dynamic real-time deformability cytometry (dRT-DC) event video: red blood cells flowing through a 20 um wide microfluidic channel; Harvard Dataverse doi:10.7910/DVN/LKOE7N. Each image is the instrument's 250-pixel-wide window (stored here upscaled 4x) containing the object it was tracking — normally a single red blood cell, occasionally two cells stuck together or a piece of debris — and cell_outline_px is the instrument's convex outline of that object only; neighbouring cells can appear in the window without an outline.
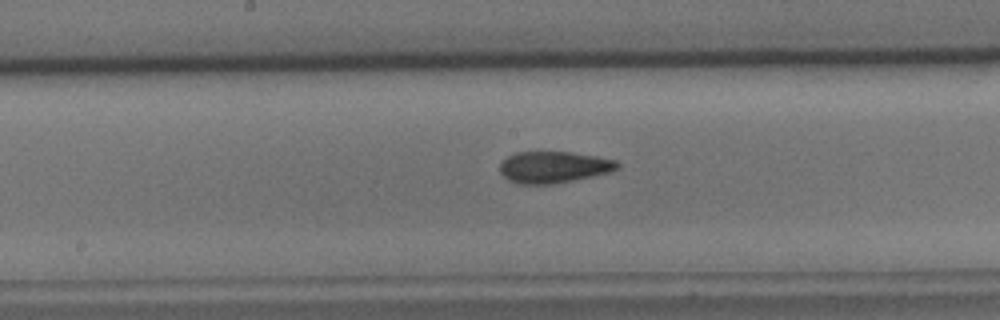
{"species": "common noctule bat (a hibernating species)", "species_latin": "Nyctalus noctula", "temperature_condition": "cold", "stored_images_in_passage": 39, "camera_frame_rate_fps": 3000, "um_per_image_px": 0.085, "animal": {"sex": "male", "body_mass_g": 15.6}, "frame": {"image": 1, "passage_image": 23, "time_ms": 7.333, "image_size_px": [1000, 320], "cell_outline_px": [[620, 168], [608, 172], [592, 176], [552, 184], [520, 184], [508, 180], [500, 172], [500, 164], [508, 156], [516, 152], [572, 152], [596, 156], [616, 160], [620, 164]], "centroid_in_image_um": [47.07, 14.2], "position_along_channel_um": 201.1, "area_um2": 21.5}}
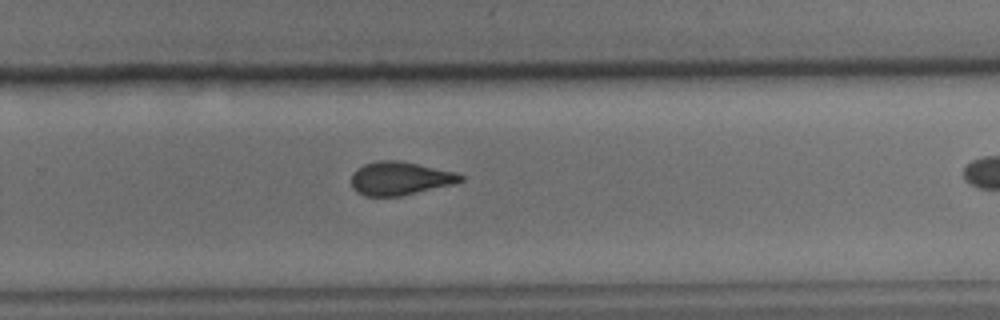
{"frame": {"image": 2, "passage_image": 31, "time_ms": 10.0, "image_size_px": [1000, 320], "cell_outline_px": [[464, 180], [452, 184], [400, 196], [364, 196], [356, 192], [352, 188], [352, 172], [356, 168], [364, 164], [376, 160], [400, 160], [456, 172], [464, 176]], "centroid_in_image_um": [33.96, 15.15], "position_along_channel_um": 295.8, "area_um2": 21.33}}
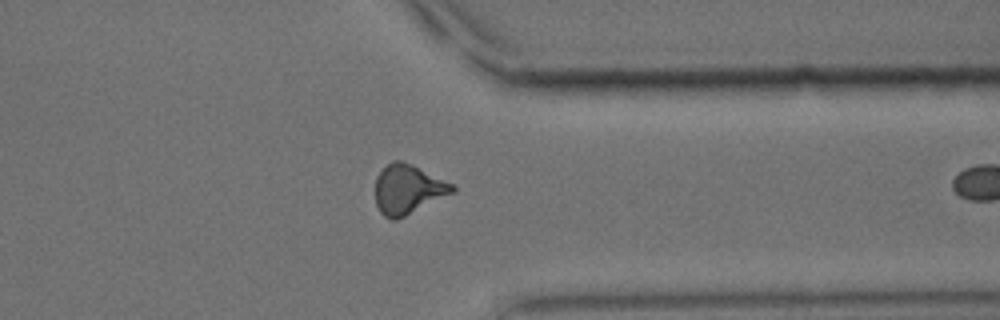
{"frame": {"image": 3, "passage_image": 38, "time_ms": 12.333, "image_size_px": [1000, 320], "cell_outline_px": [[456, 192], [396, 220], [392, 220], [384, 216], [380, 212], [376, 204], [376, 176], [392, 160], [400, 160], [412, 164], [452, 184], [456, 188]], "centroid_in_image_um": [34.67, 16.1], "position_along_channel_um": 376.7, "area_um2": 22.08}}